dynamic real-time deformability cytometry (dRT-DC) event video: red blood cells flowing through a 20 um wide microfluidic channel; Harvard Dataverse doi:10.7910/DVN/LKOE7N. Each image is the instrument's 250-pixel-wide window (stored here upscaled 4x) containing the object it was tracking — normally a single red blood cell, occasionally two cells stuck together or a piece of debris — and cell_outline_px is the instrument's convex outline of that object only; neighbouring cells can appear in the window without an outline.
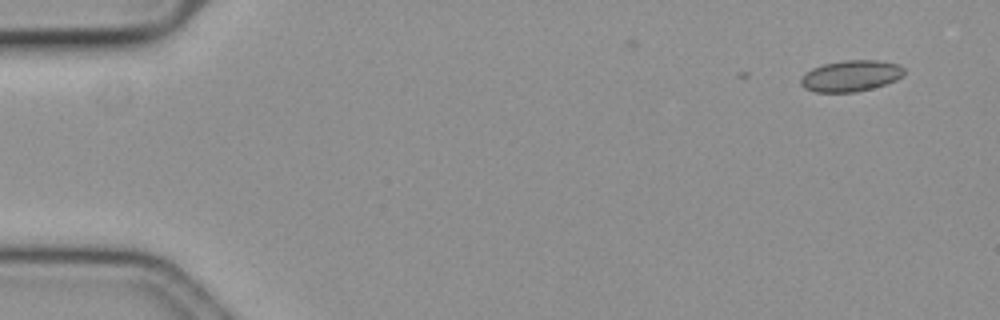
{"species": "common noctule bat (a hibernating species)", "species_latin": "Nyctalus noctula", "temperature_condition": "cold", "stored_images_in_passage": 5, "camera_frame_rate_fps": 3000, "um_per_image_px": 0.085, "animal": {"sex": "female", "body_mass_g": 19.3, "forearm_length_mm": 54.1}, "frame": {"image": 1, "passage_image": 1, "time_ms": 0.0, "image_size_px": [1000, 320], "cell_outline_px": [[904, 72], [896, 80], [872, 88], [856, 92], [816, 92], [804, 88], [800, 84], [800, 80], [804, 72], [812, 68], [824, 64], [844, 60], [876, 60], [900, 64], [904, 68]], "centroid_in_image_um": [72.29, 6.44], "position_along_channel_um": 12.7, "area_um2": 18.79}}